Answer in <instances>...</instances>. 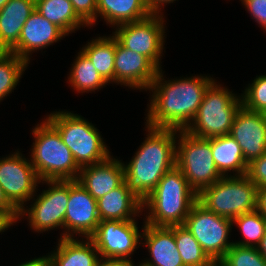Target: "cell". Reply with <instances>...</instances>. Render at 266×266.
Masks as SVG:
<instances>
[{
  "mask_svg": "<svg viewBox=\"0 0 266 266\" xmlns=\"http://www.w3.org/2000/svg\"><path fill=\"white\" fill-rule=\"evenodd\" d=\"M151 14L145 0H97V19L101 17L112 28L142 20Z\"/></svg>",
  "mask_w": 266,
  "mask_h": 266,
  "instance_id": "24",
  "label": "cell"
},
{
  "mask_svg": "<svg viewBox=\"0 0 266 266\" xmlns=\"http://www.w3.org/2000/svg\"><path fill=\"white\" fill-rule=\"evenodd\" d=\"M225 266H266V259L256 247L233 244L220 260Z\"/></svg>",
  "mask_w": 266,
  "mask_h": 266,
  "instance_id": "31",
  "label": "cell"
},
{
  "mask_svg": "<svg viewBox=\"0 0 266 266\" xmlns=\"http://www.w3.org/2000/svg\"><path fill=\"white\" fill-rule=\"evenodd\" d=\"M35 10V0H9L0 10V52L17 44L26 20Z\"/></svg>",
  "mask_w": 266,
  "mask_h": 266,
  "instance_id": "22",
  "label": "cell"
},
{
  "mask_svg": "<svg viewBox=\"0 0 266 266\" xmlns=\"http://www.w3.org/2000/svg\"><path fill=\"white\" fill-rule=\"evenodd\" d=\"M71 112L54 111L45 118L58 130L77 165L82 168L107 160L111 152L100 131L81 115Z\"/></svg>",
  "mask_w": 266,
  "mask_h": 266,
  "instance_id": "5",
  "label": "cell"
},
{
  "mask_svg": "<svg viewBox=\"0 0 266 266\" xmlns=\"http://www.w3.org/2000/svg\"><path fill=\"white\" fill-rule=\"evenodd\" d=\"M258 187L247 175L223 176L198 194V201L219 216L233 220L253 212L257 206Z\"/></svg>",
  "mask_w": 266,
  "mask_h": 266,
  "instance_id": "7",
  "label": "cell"
},
{
  "mask_svg": "<svg viewBox=\"0 0 266 266\" xmlns=\"http://www.w3.org/2000/svg\"><path fill=\"white\" fill-rule=\"evenodd\" d=\"M32 129L30 162L40 181L77 180L81 168L58 130L46 118Z\"/></svg>",
  "mask_w": 266,
  "mask_h": 266,
  "instance_id": "4",
  "label": "cell"
},
{
  "mask_svg": "<svg viewBox=\"0 0 266 266\" xmlns=\"http://www.w3.org/2000/svg\"><path fill=\"white\" fill-rule=\"evenodd\" d=\"M123 164L122 160L110 156L103 162L82 167L77 181L98 200L125 181Z\"/></svg>",
  "mask_w": 266,
  "mask_h": 266,
  "instance_id": "19",
  "label": "cell"
},
{
  "mask_svg": "<svg viewBox=\"0 0 266 266\" xmlns=\"http://www.w3.org/2000/svg\"><path fill=\"white\" fill-rule=\"evenodd\" d=\"M40 183H46L49 188L30 199V208L24 206L19 211L18 220L24 219L26 215L31 230L37 233L63 228V233L60 234V238H63L64 218L69 200V180H43Z\"/></svg>",
  "mask_w": 266,
  "mask_h": 266,
  "instance_id": "9",
  "label": "cell"
},
{
  "mask_svg": "<svg viewBox=\"0 0 266 266\" xmlns=\"http://www.w3.org/2000/svg\"><path fill=\"white\" fill-rule=\"evenodd\" d=\"M176 0H145L146 5L148 9L151 11L152 14H159V15H164L163 14V5L171 4Z\"/></svg>",
  "mask_w": 266,
  "mask_h": 266,
  "instance_id": "37",
  "label": "cell"
},
{
  "mask_svg": "<svg viewBox=\"0 0 266 266\" xmlns=\"http://www.w3.org/2000/svg\"><path fill=\"white\" fill-rule=\"evenodd\" d=\"M146 126V137L132 159L123 164L125 181L142 200L154 190L163 175L176 166L178 130Z\"/></svg>",
  "mask_w": 266,
  "mask_h": 266,
  "instance_id": "2",
  "label": "cell"
},
{
  "mask_svg": "<svg viewBox=\"0 0 266 266\" xmlns=\"http://www.w3.org/2000/svg\"><path fill=\"white\" fill-rule=\"evenodd\" d=\"M139 231L137 219L103 220L90 238L100 257L133 261V253L141 246L142 232Z\"/></svg>",
  "mask_w": 266,
  "mask_h": 266,
  "instance_id": "13",
  "label": "cell"
},
{
  "mask_svg": "<svg viewBox=\"0 0 266 266\" xmlns=\"http://www.w3.org/2000/svg\"><path fill=\"white\" fill-rule=\"evenodd\" d=\"M35 10L68 36L87 25L77 16L69 0H35Z\"/></svg>",
  "mask_w": 266,
  "mask_h": 266,
  "instance_id": "26",
  "label": "cell"
},
{
  "mask_svg": "<svg viewBox=\"0 0 266 266\" xmlns=\"http://www.w3.org/2000/svg\"><path fill=\"white\" fill-rule=\"evenodd\" d=\"M241 147L247 164L266 153V114L241 107L230 134Z\"/></svg>",
  "mask_w": 266,
  "mask_h": 266,
  "instance_id": "16",
  "label": "cell"
},
{
  "mask_svg": "<svg viewBox=\"0 0 266 266\" xmlns=\"http://www.w3.org/2000/svg\"><path fill=\"white\" fill-rule=\"evenodd\" d=\"M256 248L261 253V255L266 259V234L260 240V243L257 245Z\"/></svg>",
  "mask_w": 266,
  "mask_h": 266,
  "instance_id": "42",
  "label": "cell"
},
{
  "mask_svg": "<svg viewBox=\"0 0 266 266\" xmlns=\"http://www.w3.org/2000/svg\"><path fill=\"white\" fill-rule=\"evenodd\" d=\"M51 252L46 256L48 266H96L100 258L91 238L81 241L77 236L59 238Z\"/></svg>",
  "mask_w": 266,
  "mask_h": 266,
  "instance_id": "21",
  "label": "cell"
},
{
  "mask_svg": "<svg viewBox=\"0 0 266 266\" xmlns=\"http://www.w3.org/2000/svg\"><path fill=\"white\" fill-rule=\"evenodd\" d=\"M0 210H17L5 197L2 187L0 186Z\"/></svg>",
  "mask_w": 266,
  "mask_h": 266,
  "instance_id": "41",
  "label": "cell"
},
{
  "mask_svg": "<svg viewBox=\"0 0 266 266\" xmlns=\"http://www.w3.org/2000/svg\"><path fill=\"white\" fill-rule=\"evenodd\" d=\"M211 151L217 170L222 176H232V172L233 176L247 174L248 164L241 147L230 135L212 137Z\"/></svg>",
  "mask_w": 266,
  "mask_h": 266,
  "instance_id": "23",
  "label": "cell"
},
{
  "mask_svg": "<svg viewBox=\"0 0 266 266\" xmlns=\"http://www.w3.org/2000/svg\"><path fill=\"white\" fill-rule=\"evenodd\" d=\"M143 201L124 181L97 200L100 221L103 220H135L143 212Z\"/></svg>",
  "mask_w": 266,
  "mask_h": 266,
  "instance_id": "20",
  "label": "cell"
},
{
  "mask_svg": "<svg viewBox=\"0 0 266 266\" xmlns=\"http://www.w3.org/2000/svg\"><path fill=\"white\" fill-rule=\"evenodd\" d=\"M241 93L242 106L250 111L266 114V74L256 76Z\"/></svg>",
  "mask_w": 266,
  "mask_h": 266,
  "instance_id": "32",
  "label": "cell"
},
{
  "mask_svg": "<svg viewBox=\"0 0 266 266\" xmlns=\"http://www.w3.org/2000/svg\"><path fill=\"white\" fill-rule=\"evenodd\" d=\"M184 226L213 261L221 260L233 245L228 239L232 220L213 213L199 201L191 207Z\"/></svg>",
  "mask_w": 266,
  "mask_h": 266,
  "instance_id": "10",
  "label": "cell"
},
{
  "mask_svg": "<svg viewBox=\"0 0 266 266\" xmlns=\"http://www.w3.org/2000/svg\"><path fill=\"white\" fill-rule=\"evenodd\" d=\"M173 233L185 266H207L213 261L184 225L173 226Z\"/></svg>",
  "mask_w": 266,
  "mask_h": 266,
  "instance_id": "28",
  "label": "cell"
},
{
  "mask_svg": "<svg viewBox=\"0 0 266 266\" xmlns=\"http://www.w3.org/2000/svg\"><path fill=\"white\" fill-rule=\"evenodd\" d=\"M111 35L95 37L80 48L94 65L99 75L109 84L114 82L116 50V38L113 34Z\"/></svg>",
  "mask_w": 266,
  "mask_h": 266,
  "instance_id": "25",
  "label": "cell"
},
{
  "mask_svg": "<svg viewBox=\"0 0 266 266\" xmlns=\"http://www.w3.org/2000/svg\"><path fill=\"white\" fill-rule=\"evenodd\" d=\"M237 225L244 239L233 241L239 246L257 247L265 235V218L257 211L241 214L232 220Z\"/></svg>",
  "mask_w": 266,
  "mask_h": 266,
  "instance_id": "30",
  "label": "cell"
},
{
  "mask_svg": "<svg viewBox=\"0 0 266 266\" xmlns=\"http://www.w3.org/2000/svg\"><path fill=\"white\" fill-rule=\"evenodd\" d=\"M164 22V15L151 14L142 20L115 27L112 34L125 48L146 56L160 70L165 48Z\"/></svg>",
  "mask_w": 266,
  "mask_h": 266,
  "instance_id": "11",
  "label": "cell"
},
{
  "mask_svg": "<svg viewBox=\"0 0 266 266\" xmlns=\"http://www.w3.org/2000/svg\"><path fill=\"white\" fill-rule=\"evenodd\" d=\"M265 234H266V218H265Z\"/></svg>",
  "mask_w": 266,
  "mask_h": 266,
  "instance_id": "45",
  "label": "cell"
},
{
  "mask_svg": "<svg viewBox=\"0 0 266 266\" xmlns=\"http://www.w3.org/2000/svg\"><path fill=\"white\" fill-rule=\"evenodd\" d=\"M77 16L90 28L97 21V0H69Z\"/></svg>",
  "mask_w": 266,
  "mask_h": 266,
  "instance_id": "33",
  "label": "cell"
},
{
  "mask_svg": "<svg viewBox=\"0 0 266 266\" xmlns=\"http://www.w3.org/2000/svg\"><path fill=\"white\" fill-rule=\"evenodd\" d=\"M68 36L36 10L26 20L18 44L10 51L30 63L33 52L43 50Z\"/></svg>",
  "mask_w": 266,
  "mask_h": 266,
  "instance_id": "17",
  "label": "cell"
},
{
  "mask_svg": "<svg viewBox=\"0 0 266 266\" xmlns=\"http://www.w3.org/2000/svg\"><path fill=\"white\" fill-rule=\"evenodd\" d=\"M249 179L258 187H266V153L248 164Z\"/></svg>",
  "mask_w": 266,
  "mask_h": 266,
  "instance_id": "34",
  "label": "cell"
},
{
  "mask_svg": "<svg viewBox=\"0 0 266 266\" xmlns=\"http://www.w3.org/2000/svg\"><path fill=\"white\" fill-rule=\"evenodd\" d=\"M159 69L144 55L125 48L116 39L114 83L145 90L156 78Z\"/></svg>",
  "mask_w": 266,
  "mask_h": 266,
  "instance_id": "15",
  "label": "cell"
},
{
  "mask_svg": "<svg viewBox=\"0 0 266 266\" xmlns=\"http://www.w3.org/2000/svg\"><path fill=\"white\" fill-rule=\"evenodd\" d=\"M96 266H136L133 261L100 257Z\"/></svg>",
  "mask_w": 266,
  "mask_h": 266,
  "instance_id": "38",
  "label": "cell"
},
{
  "mask_svg": "<svg viewBox=\"0 0 266 266\" xmlns=\"http://www.w3.org/2000/svg\"><path fill=\"white\" fill-rule=\"evenodd\" d=\"M38 184L40 179L32 163L21 152L16 150L0 158V186L7 200L18 211L37 194Z\"/></svg>",
  "mask_w": 266,
  "mask_h": 266,
  "instance_id": "12",
  "label": "cell"
},
{
  "mask_svg": "<svg viewBox=\"0 0 266 266\" xmlns=\"http://www.w3.org/2000/svg\"><path fill=\"white\" fill-rule=\"evenodd\" d=\"M16 266H48V261L46 255H44L39 258L35 257L34 259L22 262V264H18Z\"/></svg>",
  "mask_w": 266,
  "mask_h": 266,
  "instance_id": "40",
  "label": "cell"
},
{
  "mask_svg": "<svg viewBox=\"0 0 266 266\" xmlns=\"http://www.w3.org/2000/svg\"><path fill=\"white\" fill-rule=\"evenodd\" d=\"M241 107V96L214 81L206 89L198 112L185 131L199 138L229 135Z\"/></svg>",
  "mask_w": 266,
  "mask_h": 266,
  "instance_id": "6",
  "label": "cell"
},
{
  "mask_svg": "<svg viewBox=\"0 0 266 266\" xmlns=\"http://www.w3.org/2000/svg\"><path fill=\"white\" fill-rule=\"evenodd\" d=\"M162 71H158L147 89L151 99L144 123L155 128L186 130L198 112L206 89L215 78L200 74L165 80Z\"/></svg>",
  "mask_w": 266,
  "mask_h": 266,
  "instance_id": "1",
  "label": "cell"
},
{
  "mask_svg": "<svg viewBox=\"0 0 266 266\" xmlns=\"http://www.w3.org/2000/svg\"><path fill=\"white\" fill-rule=\"evenodd\" d=\"M9 0H0V10L8 3Z\"/></svg>",
  "mask_w": 266,
  "mask_h": 266,
  "instance_id": "44",
  "label": "cell"
},
{
  "mask_svg": "<svg viewBox=\"0 0 266 266\" xmlns=\"http://www.w3.org/2000/svg\"><path fill=\"white\" fill-rule=\"evenodd\" d=\"M256 210L266 218V187L258 188Z\"/></svg>",
  "mask_w": 266,
  "mask_h": 266,
  "instance_id": "39",
  "label": "cell"
},
{
  "mask_svg": "<svg viewBox=\"0 0 266 266\" xmlns=\"http://www.w3.org/2000/svg\"><path fill=\"white\" fill-rule=\"evenodd\" d=\"M177 137L176 166L199 194L223 177L214 162L211 138H199L185 130L178 131Z\"/></svg>",
  "mask_w": 266,
  "mask_h": 266,
  "instance_id": "8",
  "label": "cell"
},
{
  "mask_svg": "<svg viewBox=\"0 0 266 266\" xmlns=\"http://www.w3.org/2000/svg\"><path fill=\"white\" fill-rule=\"evenodd\" d=\"M72 64L68 76V83L77 93H88L99 90L108 83L99 75L88 57L80 50Z\"/></svg>",
  "mask_w": 266,
  "mask_h": 266,
  "instance_id": "27",
  "label": "cell"
},
{
  "mask_svg": "<svg viewBox=\"0 0 266 266\" xmlns=\"http://www.w3.org/2000/svg\"><path fill=\"white\" fill-rule=\"evenodd\" d=\"M18 217V210H0V233L5 232L11 225L17 223Z\"/></svg>",
  "mask_w": 266,
  "mask_h": 266,
  "instance_id": "36",
  "label": "cell"
},
{
  "mask_svg": "<svg viewBox=\"0 0 266 266\" xmlns=\"http://www.w3.org/2000/svg\"><path fill=\"white\" fill-rule=\"evenodd\" d=\"M197 201L198 193L175 166L163 175L154 190L144 199V223L166 227L184 225L191 207Z\"/></svg>",
  "mask_w": 266,
  "mask_h": 266,
  "instance_id": "3",
  "label": "cell"
},
{
  "mask_svg": "<svg viewBox=\"0 0 266 266\" xmlns=\"http://www.w3.org/2000/svg\"><path fill=\"white\" fill-rule=\"evenodd\" d=\"M100 223L97 200L77 181L69 180V200L64 218V237L90 238ZM74 235V236H73Z\"/></svg>",
  "mask_w": 266,
  "mask_h": 266,
  "instance_id": "14",
  "label": "cell"
},
{
  "mask_svg": "<svg viewBox=\"0 0 266 266\" xmlns=\"http://www.w3.org/2000/svg\"><path fill=\"white\" fill-rule=\"evenodd\" d=\"M252 19L266 31V0H240Z\"/></svg>",
  "mask_w": 266,
  "mask_h": 266,
  "instance_id": "35",
  "label": "cell"
},
{
  "mask_svg": "<svg viewBox=\"0 0 266 266\" xmlns=\"http://www.w3.org/2000/svg\"><path fill=\"white\" fill-rule=\"evenodd\" d=\"M28 64L16 54L0 52V102L16 88Z\"/></svg>",
  "mask_w": 266,
  "mask_h": 266,
  "instance_id": "29",
  "label": "cell"
},
{
  "mask_svg": "<svg viewBox=\"0 0 266 266\" xmlns=\"http://www.w3.org/2000/svg\"><path fill=\"white\" fill-rule=\"evenodd\" d=\"M142 245L146 246L150 258L140 262L143 266H185L177 250L173 226H153L143 223Z\"/></svg>",
  "mask_w": 266,
  "mask_h": 266,
  "instance_id": "18",
  "label": "cell"
},
{
  "mask_svg": "<svg viewBox=\"0 0 266 266\" xmlns=\"http://www.w3.org/2000/svg\"><path fill=\"white\" fill-rule=\"evenodd\" d=\"M207 266H225L220 260H214Z\"/></svg>",
  "mask_w": 266,
  "mask_h": 266,
  "instance_id": "43",
  "label": "cell"
}]
</instances>
